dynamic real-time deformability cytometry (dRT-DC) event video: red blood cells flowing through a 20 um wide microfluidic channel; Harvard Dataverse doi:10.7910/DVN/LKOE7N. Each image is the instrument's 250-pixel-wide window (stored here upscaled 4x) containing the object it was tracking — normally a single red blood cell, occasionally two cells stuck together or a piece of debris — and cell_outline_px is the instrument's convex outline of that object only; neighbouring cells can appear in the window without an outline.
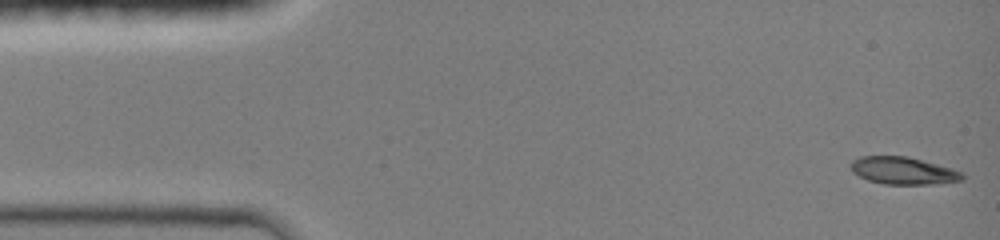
{"species": "common noctule bat (a hibernating species)", "species_latin": "Nyctalus noctula", "temperature_condition": "room temperature", "stored_images_in_passage": 45, "camera_frame_rate_fps": 3000, "um_per_image_px": 0.085, "animal": {"sex": "female", "body_mass_g": 19.0, "forearm_length_mm": 51.5}, "frame": {"image": 1, "passage_image": 1, "time_ms": 0.0, "image_size_px": [1000, 240], "cell_outline_px": [[964, 176], [960, 180], [928, 184], [884, 184], [868, 180], [860, 176], [852, 168], [852, 160], [860, 156], [904, 156], [936, 164], [960, 172]], "centroid_in_image_um": [76.72, 14.5], "position_along_channel_um": 8.3, "area_um2": 17.11}}
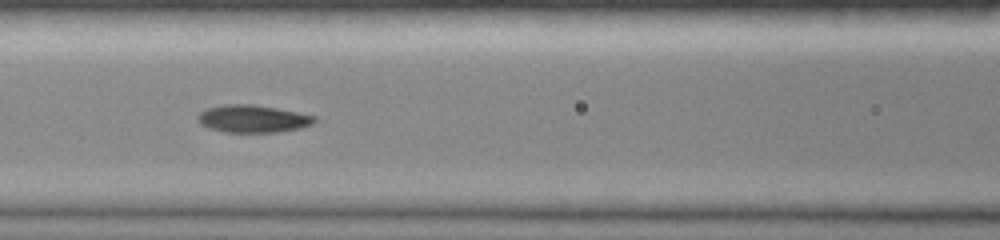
{"frame": {"image": 2, "passage_image": 19, "time_ms": 6.0, "image_size_px": [1000, 240], "cell_outline_px": [[316, 120], [312, 124], [300, 128], [276, 132], [224, 132], [200, 124], [196, 120], [196, 116], [200, 112], [208, 108], [224, 104], [252, 104], [276, 108], [316, 116]], "centroid_in_image_um": [21.46, 10.09], "position_along_channel_um": 145.1, "area_um2": 18.61}}
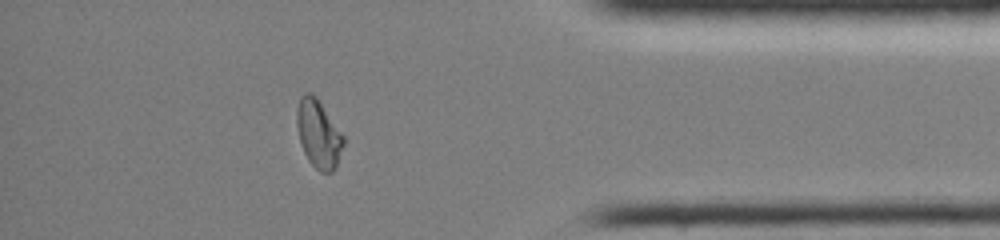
{"frame": {"image": 3, "passage_image": 39, "time_ms": 12.667, "image_size_px": [1000, 240], "cell_outline_px": [[344, 144], [336, 168], [332, 172], [320, 172], [308, 160], [304, 152], [300, 140], [296, 124], [296, 112], [300, 96], [304, 92], [312, 92], [316, 96], [344, 136]], "centroid_in_image_um": [27.07, 11.36], "position_along_channel_um": 408.1, "area_um2": 18.55}, "authors_computed_cell_mechanics": {"area_um2": 18.0336, "velocity_mm_per_s": 4.2156, "shape_relaxation_time_tau1_ms": 7.1766, "shape_relaxation_time_tau2_ms": 2.0811, "deformation_change_tau1": 0.2601, "deformation_change_tau2": 0.0452}}